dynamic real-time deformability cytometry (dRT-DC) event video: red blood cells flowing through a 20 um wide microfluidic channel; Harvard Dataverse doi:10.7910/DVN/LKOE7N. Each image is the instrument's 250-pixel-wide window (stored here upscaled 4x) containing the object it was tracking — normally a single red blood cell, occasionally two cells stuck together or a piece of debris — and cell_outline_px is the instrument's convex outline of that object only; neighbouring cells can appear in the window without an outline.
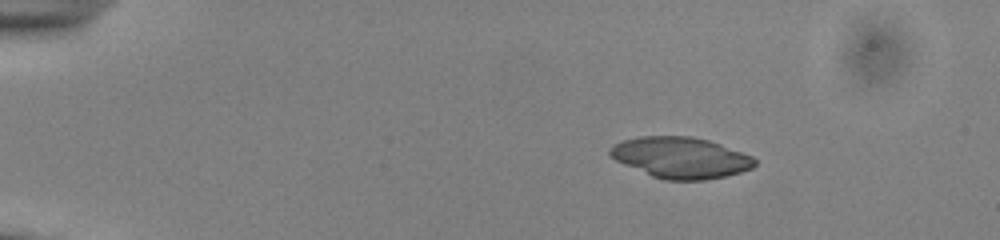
{"species": "common noctule bat (a hibernating species)", "species_latin": "Nyctalus noctula", "temperature_condition": "cold", "stored_images_in_passage": 45, "camera_frame_rate_fps": 3000, "um_per_image_px": 0.085, "animal": {"sex": "male", "body_mass_g": 13.0, "forearm_length_mm": 53.1}, "frame": {"image": 1, "passage_image": 1, "time_ms": 0.0, "image_size_px": [1000, 240], "cell_outline_px": [[756, 164], [752, 168], [728, 176], [708, 180], [664, 180], [652, 176], [624, 164], [608, 156], [608, 148], [612, 144], [624, 140], [640, 136], [692, 136], [708, 140], [720, 144], [752, 156], [756, 160]], "centroid_in_image_um": [57.84, 13.4], "position_along_channel_um": 27.2, "area_um2": 34.8}}